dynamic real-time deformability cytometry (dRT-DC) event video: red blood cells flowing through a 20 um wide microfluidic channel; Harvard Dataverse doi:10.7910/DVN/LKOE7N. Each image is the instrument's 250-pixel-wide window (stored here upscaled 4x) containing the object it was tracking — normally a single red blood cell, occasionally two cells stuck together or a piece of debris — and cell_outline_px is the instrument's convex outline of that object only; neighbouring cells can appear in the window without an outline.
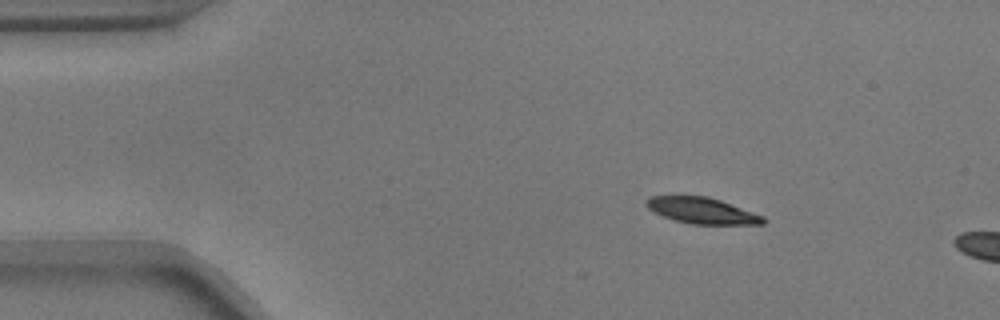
{"species": "common noctule bat (a hibernating species)", "species_latin": "Nyctalus noctula", "temperature_condition": "warm", "stored_images_in_passage": 3, "camera_frame_rate_fps": 3000, "um_per_image_px": 0.085, "animal": {"sex": "male", "body_mass_g": 17.9}, "frame": {"image": 1, "passage_image": 1, "time_ms": 0.0, "image_size_px": [1000, 320], "cell_outline_px": [[768, 220], [764, 224], [692, 224], [676, 220], [652, 212], [644, 204], [648, 196], [708, 196], [720, 200], [764, 216]], "centroid_in_image_um": [59.67, 17.9], "position_along_channel_um": 25.3, "area_um2": 17.74}}